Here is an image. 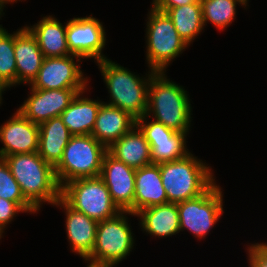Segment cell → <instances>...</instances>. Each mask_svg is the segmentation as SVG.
I'll use <instances>...</instances> for the list:
<instances>
[{"label":"cell","instance_id":"obj_1","mask_svg":"<svg viewBox=\"0 0 267 267\" xmlns=\"http://www.w3.org/2000/svg\"><path fill=\"white\" fill-rule=\"evenodd\" d=\"M20 186L24 198L37 210L47 202L53 205L60 198L54 167L38 152L13 154L3 158ZM43 202V203H42Z\"/></svg>","mask_w":267,"mask_h":267},{"label":"cell","instance_id":"obj_2","mask_svg":"<svg viewBox=\"0 0 267 267\" xmlns=\"http://www.w3.org/2000/svg\"><path fill=\"white\" fill-rule=\"evenodd\" d=\"M191 111L187 91L167 79L165 72H155L150 80L146 117L153 116L166 127L187 133L191 125Z\"/></svg>","mask_w":267,"mask_h":267},{"label":"cell","instance_id":"obj_3","mask_svg":"<svg viewBox=\"0 0 267 267\" xmlns=\"http://www.w3.org/2000/svg\"><path fill=\"white\" fill-rule=\"evenodd\" d=\"M97 64L110 93L111 99L106 104L128 112L135 119L144 116L147 110L150 80L155 71L149 70L148 76L143 79L109 59L101 60Z\"/></svg>","mask_w":267,"mask_h":267},{"label":"cell","instance_id":"obj_4","mask_svg":"<svg viewBox=\"0 0 267 267\" xmlns=\"http://www.w3.org/2000/svg\"><path fill=\"white\" fill-rule=\"evenodd\" d=\"M169 203H180L203 194L214 182L211 168L192 153L158 164Z\"/></svg>","mask_w":267,"mask_h":267},{"label":"cell","instance_id":"obj_5","mask_svg":"<svg viewBox=\"0 0 267 267\" xmlns=\"http://www.w3.org/2000/svg\"><path fill=\"white\" fill-rule=\"evenodd\" d=\"M107 148L92 135H72L54 167L59 186L81 178L99 177Z\"/></svg>","mask_w":267,"mask_h":267},{"label":"cell","instance_id":"obj_6","mask_svg":"<svg viewBox=\"0 0 267 267\" xmlns=\"http://www.w3.org/2000/svg\"><path fill=\"white\" fill-rule=\"evenodd\" d=\"M125 214L135 215L121 211L112 218L98 222L93 251L85 260L90 262L89 265L113 267L130 254L135 240Z\"/></svg>","mask_w":267,"mask_h":267},{"label":"cell","instance_id":"obj_7","mask_svg":"<svg viewBox=\"0 0 267 267\" xmlns=\"http://www.w3.org/2000/svg\"><path fill=\"white\" fill-rule=\"evenodd\" d=\"M146 28V59L150 70L166 72L167 66L184 51L188 45L180 37L166 12L153 6L150 9Z\"/></svg>","mask_w":267,"mask_h":267},{"label":"cell","instance_id":"obj_8","mask_svg":"<svg viewBox=\"0 0 267 267\" xmlns=\"http://www.w3.org/2000/svg\"><path fill=\"white\" fill-rule=\"evenodd\" d=\"M60 197L75 210L98 222L121 212L100 177L70 181L61 186Z\"/></svg>","mask_w":267,"mask_h":267},{"label":"cell","instance_id":"obj_9","mask_svg":"<svg viewBox=\"0 0 267 267\" xmlns=\"http://www.w3.org/2000/svg\"><path fill=\"white\" fill-rule=\"evenodd\" d=\"M222 197L220 186L214 182L203 194L177 203L180 231L187 229L194 237H206L224 212Z\"/></svg>","mask_w":267,"mask_h":267},{"label":"cell","instance_id":"obj_10","mask_svg":"<svg viewBox=\"0 0 267 267\" xmlns=\"http://www.w3.org/2000/svg\"><path fill=\"white\" fill-rule=\"evenodd\" d=\"M146 119V115L136 119V126L149 143L152 164L176 161L190 154L186 146L188 133L175 131L154 119L147 123Z\"/></svg>","mask_w":267,"mask_h":267},{"label":"cell","instance_id":"obj_11","mask_svg":"<svg viewBox=\"0 0 267 267\" xmlns=\"http://www.w3.org/2000/svg\"><path fill=\"white\" fill-rule=\"evenodd\" d=\"M106 33L103 24L93 16L77 17L66 23V38L71 54L81 59L92 58L96 62L107 59L105 48Z\"/></svg>","mask_w":267,"mask_h":267},{"label":"cell","instance_id":"obj_12","mask_svg":"<svg viewBox=\"0 0 267 267\" xmlns=\"http://www.w3.org/2000/svg\"><path fill=\"white\" fill-rule=\"evenodd\" d=\"M81 58L73 54L45 58L37 77L30 84L34 89L87 88L89 82L80 68Z\"/></svg>","mask_w":267,"mask_h":267},{"label":"cell","instance_id":"obj_13","mask_svg":"<svg viewBox=\"0 0 267 267\" xmlns=\"http://www.w3.org/2000/svg\"><path fill=\"white\" fill-rule=\"evenodd\" d=\"M17 110L29 121L40 125L53 117L60 116L73 98L86 88L34 89Z\"/></svg>","mask_w":267,"mask_h":267},{"label":"cell","instance_id":"obj_14","mask_svg":"<svg viewBox=\"0 0 267 267\" xmlns=\"http://www.w3.org/2000/svg\"><path fill=\"white\" fill-rule=\"evenodd\" d=\"M136 169L116 159L108 151L102 161L100 178L120 211L134 213Z\"/></svg>","mask_w":267,"mask_h":267},{"label":"cell","instance_id":"obj_15","mask_svg":"<svg viewBox=\"0 0 267 267\" xmlns=\"http://www.w3.org/2000/svg\"><path fill=\"white\" fill-rule=\"evenodd\" d=\"M0 158L13 154L38 152L39 125L29 121L18 110L12 118L0 126Z\"/></svg>","mask_w":267,"mask_h":267},{"label":"cell","instance_id":"obj_16","mask_svg":"<svg viewBox=\"0 0 267 267\" xmlns=\"http://www.w3.org/2000/svg\"><path fill=\"white\" fill-rule=\"evenodd\" d=\"M64 208L66 215V233L72 252L86 260L92 253L98 221L89 218L80 211L69 206L61 197L53 206Z\"/></svg>","mask_w":267,"mask_h":267},{"label":"cell","instance_id":"obj_17","mask_svg":"<svg viewBox=\"0 0 267 267\" xmlns=\"http://www.w3.org/2000/svg\"><path fill=\"white\" fill-rule=\"evenodd\" d=\"M14 53L16 61V85L29 83L37 77L45 59L37 39L24 26L14 33Z\"/></svg>","mask_w":267,"mask_h":267},{"label":"cell","instance_id":"obj_18","mask_svg":"<svg viewBox=\"0 0 267 267\" xmlns=\"http://www.w3.org/2000/svg\"><path fill=\"white\" fill-rule=\"evenodd\" d=\"M136 126V119L118 107L101 104L91 135L107 149Z\"/></svg>","mask_w":267,"mask_h":267},{"label":"cell","instance_id":"obj_19","mask_svg":"<svg viewBox=\"0 0 267 267\" xmlns=\"http://www.w3.org/2000/svg\"><path fill=\"white\" fill-rule=\"evenodd\" d=\"M169 203L162 185L158 164H150L136 169L134 214L140 210L160 204Z\"/></svg>","mask_w":267,"mask_h":267},{"label":"cell","instance_id":"obj_20","mask_svg":"<svg viewBox=\"0 0 267 267\" xmlns=\"http://www.w3.org/2000/svg\"><path fill=\"white\" fill-rule=\"evenodd\" d=\"M107 151L134 169L152 164L149 143L137 126L114 142Z\"/></svg>","mask_w":267,"mask_h":267},{"label":"cell","instance_id":"obj_21","mask_svg":"<svg viewBox=\"0 0 267 267\" xmlns=\"http://www.w3.org/2000/svg\"><path fill=\"white\" fill-rule=\"evenodd\" d=\"M135 216L140 217L141 229L155 237L166 238L180 232L176 203L154 205L140 210Z\"/></svg>","mask_w":267,"mask_h":267},{"label":"cell","instance_id":"obj_22","mask_svg":"<svg viewBox=\"0 0 267 267\" xmlns=\"http://www.w3.org/2000/svg\"><path fill=\"white\" fill-rule=\"evenodd\" d=\"M37 39L45 58L71 55L66 38V25L55 17L45 16L37 24L26 26Z\"/></svg>","mask_w":267,"mask_h":267},{"label":"cell","instance_id":"obj_23","mask_svg":"<svg viewBox=\"0 0 267 267\" xmlns=\"http://www.w3.org/2000/svg\"><path fill=\"white\" fill-rule=\"evenodd\" d=\"M79 92L60 115L72 135H91L102 101L82 97Z\"/></svg>","mask_w":267,"mask_h":267},{"label":"cell","instance_id":"obj_24","mask_svg":"<svg viewBox=\"0 0 267 267\" xmlns=\"http://www.w3.org/2000/svg\"><path fill=\"white\" fill-rule=\"evenodd\" d=\"M72 134L62 122L60 116L39 125V155L53 167H55L63 156V151L68 144Z\"/></svg>","mask_w":267,"mask_h":267},{"label":"cell","instance_id":"obj_25","mask_svg":"<svg viewBox=\"0 0 267 267\" xmlns=\"http://www.w3.org/2000/svg\"><path fill=\"white\" fill-rule=\"evenodd\" d=\"M166 14L171 18L178 34L188 46L204 29L200 0L197 3L169 8Z\"/></svg>","mask_w":267,"mask_h":267},{"label":"cell","instance_id":"obj_26","mask_svg":"<svg viewBox=\"0 0 267 267\" xmlns=\"http://www.w3.org/2000/svg\"><path fill=\"white\" fill-rule=\"evenodd\" d=\"M200 3L204 26L210 22L220 30H224L234 21L236 4L244 6L239 0H200Z\"/></svg>","mask_w":267,"mask_h":267},{"label":"cell","instance_id":"obj_27","mask_svg":"<svg viewBox=\"0 0 267 267\" xmlns=\"http://www.w3.org/2000/svg\"><path fill=\"white\" fill-rule=\"evenodd\" d=\"M0 79L9 87L16 86L14 32L8 33L0 25Z\"/></svg>","mask_w":267,"mask_h":267},{"label":"cell","instance_id":"obj_28","mask_svg":"<svg viewBox=\"0 0 267 267\" xmlns=\"http://www.w3.org/2000/svg\"><path fill=\"white\" fill-rule=\"evenodd\" d=\"M0 197L17 203L25 212L36 213V209L24 198L20 186L11 174L4 159L0 158Z\"/></svg>","mask_w":267,"mask_h":267},{"label":"cell","instance_id":"obj_29","mask_svg":"<svg viewBox=\"0 0 267 267\" xmlns=\"http://www.w3.org/2000/svg\"><path fill=\"white\" fill-rule=\"evenodd\" d=\"M19 212L25 211L17 203L0 197V229L3 232Z\"/></svg>","mask_w":267,"mask_h":267},{"label":"cell","instance_id":"obj_30","mask_svg":"<svg viewBox=\"0 0 267 267\" xmlns=\"http://www.w3.org/2000/svg\"><path fill=\"white\" fill-rule=\"evenodd\" d=\"M249 267H267V244L256 243L247 247Z\"/></svg>","mask_w":267,"mask_h":267},{"label":"cell","instance_id":"obj_31","mask_svg":"<svg viewBox=\"0 0 267 267\" xmlns=\"http://www.w3.org/2000/svg\"><path fill=\"white\" fill-rule=\"evenodd\" d=\"M199 0H153L152 6L162 12L169 8H176L182 5L197 3Z\"/></svg>","mask_w":267,"mask_h":267},{"label":"cell","instance_id":"obj_32","mask_svg":"<svg viewBox=\"0 0 267 267\" xmlns=\"http://www.w3.org/2000/svg\"><path fill=\"white\" fill-rule=\"evenodd\" d=\"M17 1L18 0H0V18H1V16H2V13H3V9H4V7H5V5L7 4V3H11V2H16L17 3ZM20 1V0H19Z\"/></svg>","mask_w":267,"mask_h":267},{"label":"cell","instance_id":"obj_33","mask_svg":"<svg viewBox=\"0 0 267 267\" xmlns=\"http://www.w3.org/2000/svg\"><path fill=\"white\" fill-rule=\"evenodd\" d=\"M6 88L10 87L0 79V104L2 103V93L6 90Z\"/></svg>","mask_w":267,"mask_h":267},{"label":"cell","instance_id":"obj_34","mask_svg":"<svg viewBox=\"0 0 267 267\" xmlns=\"http://www.w3.org/2000/svg\"><path fill=\"white\" fill-rule=\"evenodd\" d=\"M240 2H242V4L244 5V6H247V1L248 0H239Z\"/></svg>","mask_w":267,"mask_h":267},{"label":"cell","instance_id":"obj_35","mask_svg":"<svg viewBox=\"0 0 267 267\" xmlns=\"http://www.w3.org/2000/svg\"><path fill=\"white\" fill-rule=\"evenodd\" d=\"M2 233H4V232L0 229V239L2 237Z\"/></svg>","mask_w":267,"mask_h":267},{"label":"cell","instance_id":"obj_36","mask_svg":"<svg viewBox=\"0 0 267 267\" xmlns=\"http://www.w3.org/2000/svg\"><path fill=\"white\" fill-rule=\"evenodd\" d=\"M87 267H101V266H92V265H89V264H88Z\"/></svg>","mask_w":267,"mask_h":267}]
</instances>
